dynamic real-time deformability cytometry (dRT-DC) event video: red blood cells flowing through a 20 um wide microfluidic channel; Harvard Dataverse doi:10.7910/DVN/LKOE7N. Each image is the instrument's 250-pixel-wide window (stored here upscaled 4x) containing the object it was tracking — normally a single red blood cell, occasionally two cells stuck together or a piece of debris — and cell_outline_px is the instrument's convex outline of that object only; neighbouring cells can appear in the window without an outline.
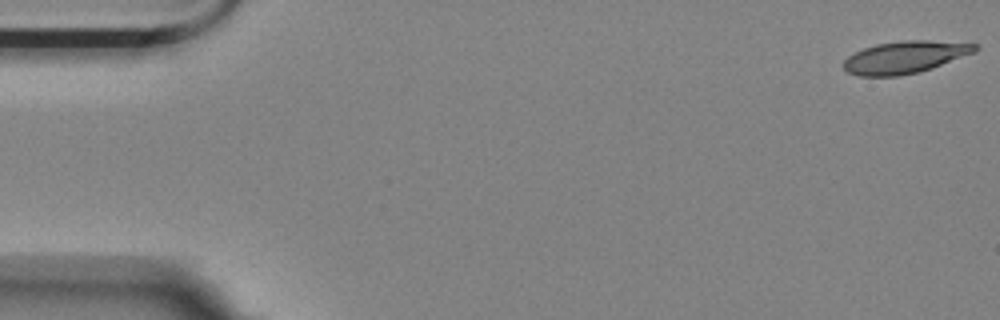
{"species": "Egyptian fruit bat (a non-hibernating species)", "species_latin": "Rousettus aegyptiacus", "temperature_condition": "room temperature", "stored_images_in_passage": 8, "camera_frame_rate_fps": 3000, "um_per_image_px": 0.085, "animal": {"sex": "female"}, "frame": {"image": 1, "passage_image": 1, "time_ms": 0.0, "image_size_px": [1000, 320], "cell_outline_px": [[980, 48], [976, 52], [932, 68], [920, 72], [900, 76], [860, 76], [848, 72], [844, 68], [844, 60], [848, 56], [864, 48], [876, 44], [900, 40], [928, 40], [980, 44]], "centroid_in_image_um": [76.97, 4.85], "position_along_channel_um": 8.0, "area_um2": 24.85}}
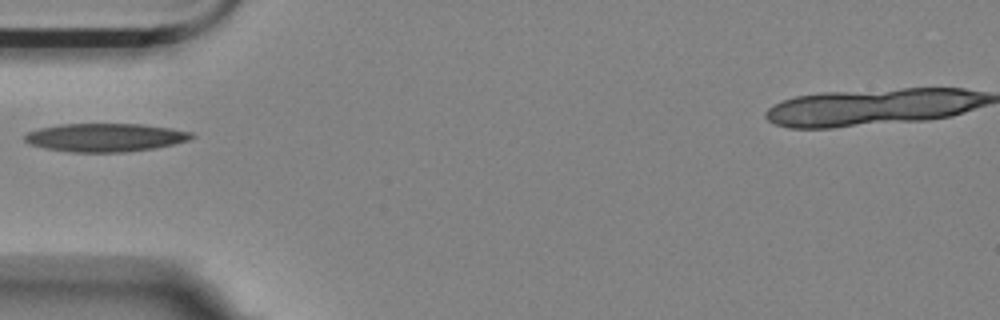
{"frame": {"image": 2, "passage_image": 5, "time_ms": 5.667, "image_size_px": [1000, 320], "cell_outline_px": [[196, 136], [188, 140], [156, 148], [128, 152], [72, 152], [44, 148], [28, 144], [24, 140], [24, 136], [28, 132], [40, 128], [60, 124], [144, 124], [172, 128], [192, 132]], "centroid_in_image_um": [8.96, 11.68], "position_along_channel_um": 76.0, "area_um2": 27.69}}
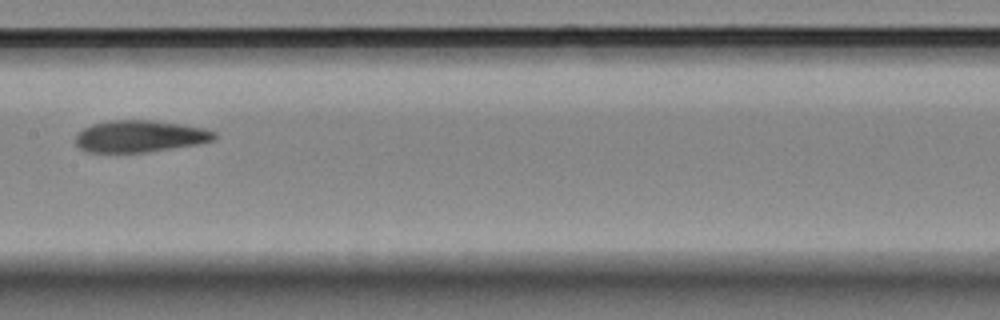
{"frame": {"image": 3, "passage_image": 8, "time_ms": 9.0, "image_size_px": [1000, 320], "cell_outline_px": [[216, 140], [196, 144], [148, 152], [88, 152], [80, 148], [76, 144], [76, 136], [84, 128], [92, 124], [108, 120], [152, 120], [180, 124], [204, 128], [216, 132]], "centroid_in_image_um": [11.9, 11.58], "position_along_channel_um": 195.5, "area_um2": 25.66}}